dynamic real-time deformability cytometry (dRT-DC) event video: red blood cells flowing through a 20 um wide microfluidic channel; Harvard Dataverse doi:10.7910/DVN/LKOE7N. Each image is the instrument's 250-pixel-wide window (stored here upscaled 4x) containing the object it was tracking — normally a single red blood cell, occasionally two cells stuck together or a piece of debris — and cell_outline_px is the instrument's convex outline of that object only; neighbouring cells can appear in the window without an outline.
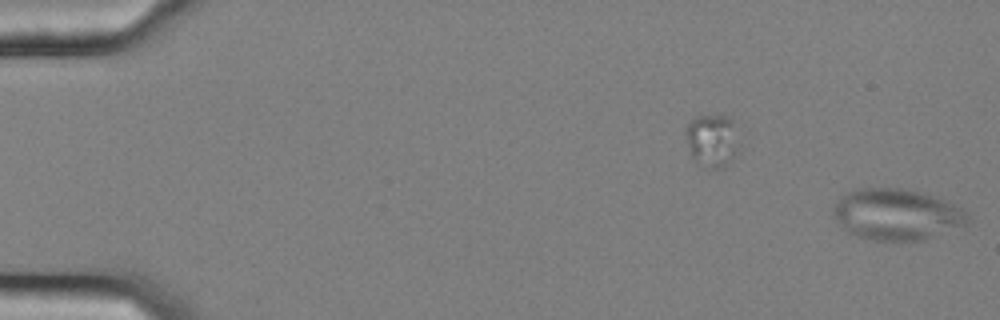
{"species": "common noctule bat (a hibernating species)", "species_latin": "Nyctalus noctula", "temperature_condition": "cold", "stored_images_in_passage": 10, "segment_of_instrument_passage": [2, 2], "camera_frame_rate_fps": 3000, "um_per_image_px": 0.085, "animal": {"sex": "female", "body_mass_g": 25.1}, "frame": {"image": 1, "passage_image": 10, "time_ms": 3.0, "image_size_px": [1000, 320], "cell_outline_px": [[972, 220], [968, 224], [924, 240], [872, 240], [856, 236], [848, 232], [832, 212], [840, 196], [856, 188], [900, 188], [932, 196], [944, 200], [960, 208]], "centroid_in_image_um": [76.22, 18.23], "position_along_channel_um": 8.8, "area_um2": 39.59}}